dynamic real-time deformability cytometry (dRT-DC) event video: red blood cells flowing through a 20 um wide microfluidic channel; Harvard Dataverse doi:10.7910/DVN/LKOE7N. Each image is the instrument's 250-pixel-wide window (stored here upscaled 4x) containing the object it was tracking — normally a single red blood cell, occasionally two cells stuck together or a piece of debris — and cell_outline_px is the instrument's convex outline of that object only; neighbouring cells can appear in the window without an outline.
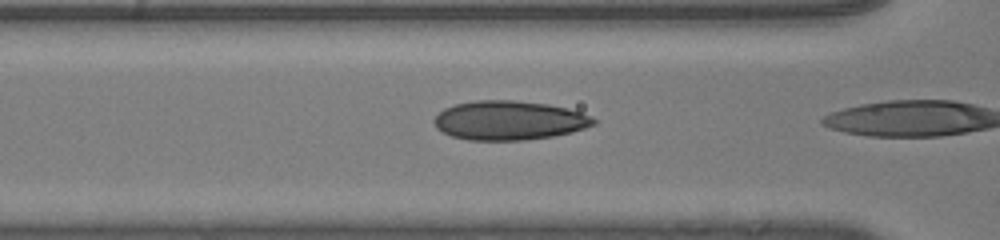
{"species": "human", "species_latin": "Homo sapiens", "temperature_condition": "room temperature", "stored_images_in_passage": 29, "camera_frame_rate_fps": 3000, "um_per_image_px": 0.085, "donor": {"sex": "male"}, "frame": {"image": 1, "passage_image": 28, "time_ms": 9.0, "image_size_px": [1000, 240], "cell_outline_px": [[596, 124], [572, 132], [552, 136], [524, 140], [468, 140], [452, 136], [436, 128], [432, 120], [444, 108], [456, 104], [476, 100], [512, 100], [548, 104], [568, 108], [592, 116], [596, 120]], "centroid_in_image_um": [43.28, 10.23], "position_along_channel_um": 123.3, "area_um2": 36.41}}